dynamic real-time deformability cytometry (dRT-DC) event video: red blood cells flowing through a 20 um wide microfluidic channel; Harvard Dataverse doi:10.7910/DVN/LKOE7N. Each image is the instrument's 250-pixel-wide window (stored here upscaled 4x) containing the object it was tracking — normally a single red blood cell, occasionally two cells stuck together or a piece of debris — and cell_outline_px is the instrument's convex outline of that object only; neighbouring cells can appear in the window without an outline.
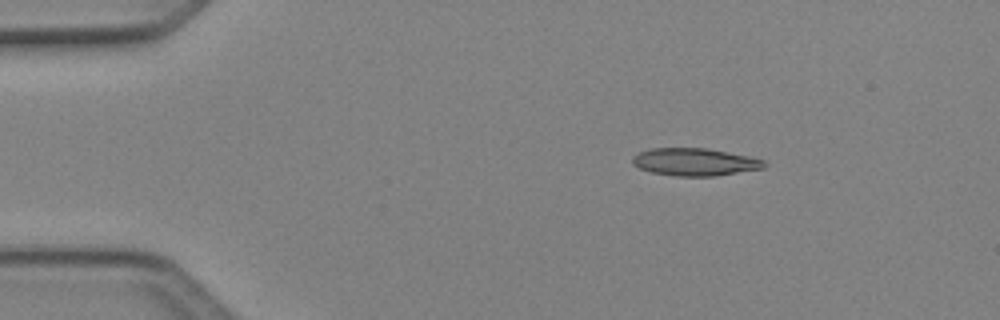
{"species": "Egyptian fruit bat (a non-hibernating species)", "species_latin": "Rousettus aegyptiacus", "temperature_condition": "cold", "stored_images_in_passage": 4, "camera_frame_rate_fps": 3000, "um_per_image_px": 0.085, "animal": {"sex": "female"}, "frame": {"image": 1, "passage_image": 2, "time_ms": 0.333, "image_size_px": [1000, 320], "cell_outline_px": [[768, 164], [764, 168], [716, 176], [676, 176], [652, 172], [640, 168], [632, 164], [632, 156], [648, 148], [708, 148], [748, 156], [764, 160]], "centroid_in_image_um": [59.06, 13.76], "position_along_channel_um": 25.9, "area_um2": 21.21}}
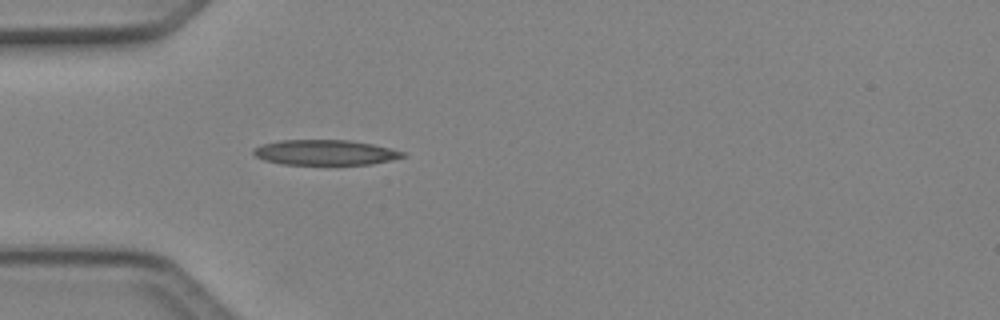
{"frame": {"image": 2, "passage_image": 4, "time_ms": 1.0, "image_size_px": [1000, 320], "cell_outline_px": [[408, 156], [392, 160], [372, 164], [280, 164], [264, 160], [256, 156], [252, 152], [252, 148], [260, 144], [280, 140], [348, 140], [372, 144], [404, 152]], "centroid_in_image_um": [27.6, 12.96], "position_along_channel_um": 57.4, "area_um2": 21.96}}